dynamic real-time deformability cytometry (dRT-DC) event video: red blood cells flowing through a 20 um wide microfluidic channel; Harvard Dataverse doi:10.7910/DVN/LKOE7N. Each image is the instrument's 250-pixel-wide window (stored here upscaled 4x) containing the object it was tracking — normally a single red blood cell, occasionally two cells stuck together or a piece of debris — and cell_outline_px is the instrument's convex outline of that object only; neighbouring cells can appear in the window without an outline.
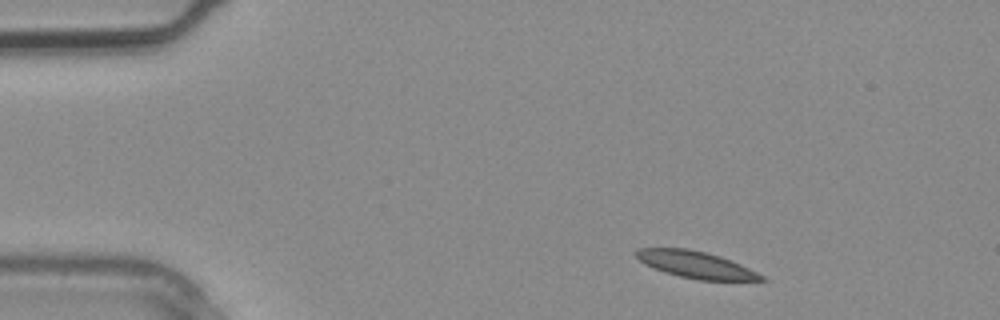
{"species": "common noctule bat (a hibernating species)", "species_latin": "Nyctalus noctula", "temperature_condition": "warm", "stored_images_in_passage": 2, "camera_frame_rate_fps": 3000, "um_per_image_px": 0.085, "animal": {"sex": "male", "body_mass_g": 20.4}, "frame": {"image": 1, "passage_image": 1, "time_ms": 0.0, "image_size_px": [1000, 320], "cell_outline_px": [[768, 280], [696, 280], [664, 272], [644, 264], [632, 252], [636, 248], [688, 248], [720, 256], [732, 260], [764, 276]], "centroid_in_image_um": [59.1, 22.49], "position_along_channel_um": 25.9, "area_um2": 19.54}}